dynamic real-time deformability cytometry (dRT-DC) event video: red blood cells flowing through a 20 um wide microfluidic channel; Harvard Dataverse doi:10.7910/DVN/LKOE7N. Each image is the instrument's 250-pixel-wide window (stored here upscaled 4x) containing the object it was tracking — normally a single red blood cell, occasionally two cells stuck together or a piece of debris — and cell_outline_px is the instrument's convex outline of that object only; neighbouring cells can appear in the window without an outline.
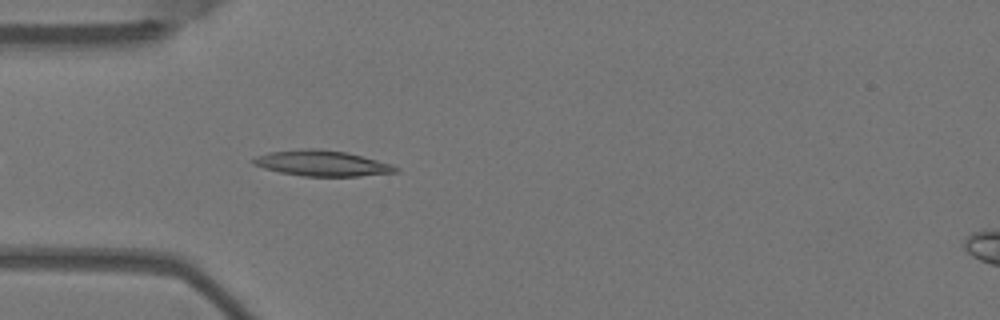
{"species": "Egyptian fruit bat (a non-hibernating species)", "species_latin": "Rousettus aegyptiacus", "temperature_condition": "warm", "stored_images_in_passage": 3, "camera_frame_rate_fps": 3000, "um_per_image_px": 0.085, "animal": {"sex": "female"}, "frame": {"image": 1, "passage_image": 3, "time_ms": 0.667, "image_size_px": [1000, 320], "cell_outline_px": [[400, 172], [360, 176], [304, 176], [280, 172], [264, 168], [252, 164], [252, 160], [256, 156], [268, 152], [304, 148], [320, 148], [344, 152], [392, 164], [400, 168]], "centroid_in_image_um": [27.37, 13.88], "position_along_channel_um": 57.6, "area_um2": 21.27}}